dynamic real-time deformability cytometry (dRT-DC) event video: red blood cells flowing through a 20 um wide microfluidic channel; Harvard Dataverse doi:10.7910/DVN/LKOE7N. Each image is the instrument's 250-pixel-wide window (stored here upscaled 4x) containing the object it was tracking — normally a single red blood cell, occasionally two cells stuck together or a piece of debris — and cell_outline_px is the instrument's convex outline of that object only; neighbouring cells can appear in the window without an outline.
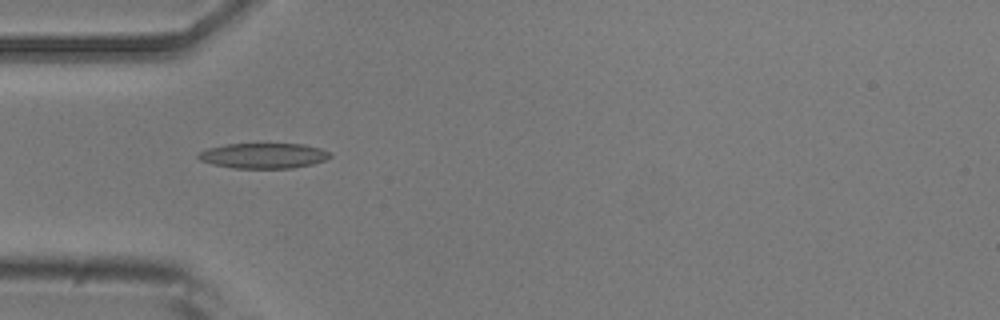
{"species": "common noctule bat (a hibernating species)", "species_latin": "Nyctalus noctula", "temperature_condition": "room temperature", "stored_images_in_passage": 5, "camera_frame_rate_fps": 3000, "um_per_image_px": 0.085, "animal": {"sex": "male", "body_mass_g": 20.5, "forearm_length_mm": 52.5}, "frame": {"image": 1, "passage_image": 4, "time_ms": 4.333, "image_size_px": [1000, 320], "cell_outline_px": [[332, 156], [324, 160], [312, 164], [292, 168], [236, 168], [212, 164], [200, 160], [196, 156], [200, 152], [208, 148], [224, 144], [304, 144], [320, 148], [332, 152]], "centroid_in_image_um": [22.42, 13.23], "position_along_channel_um": 62.6, "area_um2": 19.42}}
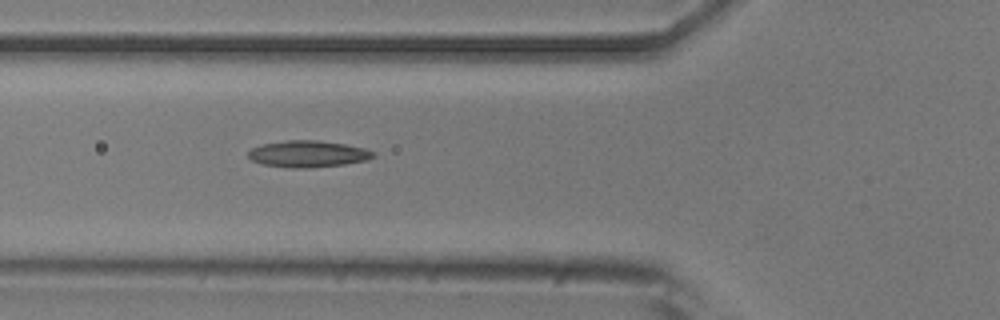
{"frame": {"image": 2, "passage_image": 5, "time_ms": 5.333, "image_size_px": [1000, 320], "cell_outline_px": [[376, 156], [368, 160], [344, 164], [308, 168], [292, 168], [264, 164], [252, 160], [248, 156], [248, 152], [252, 148], [264, 144], [288, 140], [316, 140], [344, 144], [364, 148], [372, 152]], "centroid_in_image_um": [26.19, 13.08], "position_along_channel_um": 99.6, "area_um2": 19.13}}